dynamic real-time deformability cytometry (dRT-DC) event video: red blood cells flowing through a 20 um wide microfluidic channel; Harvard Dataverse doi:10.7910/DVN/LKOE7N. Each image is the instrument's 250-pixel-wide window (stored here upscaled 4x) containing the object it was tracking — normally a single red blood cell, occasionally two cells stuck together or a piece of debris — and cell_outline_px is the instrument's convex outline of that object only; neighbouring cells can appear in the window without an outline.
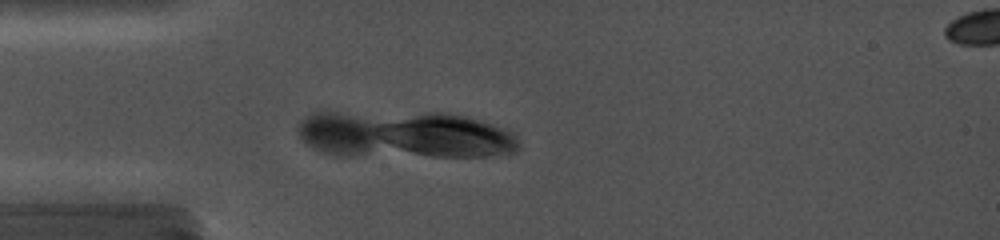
{"species": "common noctule bat (a hibernating species)", "species_latin": "Nyctalus noctula", "temperature_condition": "cold", "stored_images_in_passage": 4, "camera_frame_rate_fps": 5000, "um_per_image_px": 0.085, "animal": {"sex": "female", "body_mass_g": 19.0, "forearm_length_mm": 56.7}, "frame": {"image": 1, "passage_image": 3, "time_ms": 0.8, "image_size_px": [1000, 240], "cell_outline_px": [[668, 196], [656, 200], [548, 192], [516, 188], [520, 180], [528, 176], [540, 176], [584, 180], [664, 192]], "centroid_in_image_um": [49.84, 15.99], "position_along_channel_um": 35.2, "area_um2": 13.47}}